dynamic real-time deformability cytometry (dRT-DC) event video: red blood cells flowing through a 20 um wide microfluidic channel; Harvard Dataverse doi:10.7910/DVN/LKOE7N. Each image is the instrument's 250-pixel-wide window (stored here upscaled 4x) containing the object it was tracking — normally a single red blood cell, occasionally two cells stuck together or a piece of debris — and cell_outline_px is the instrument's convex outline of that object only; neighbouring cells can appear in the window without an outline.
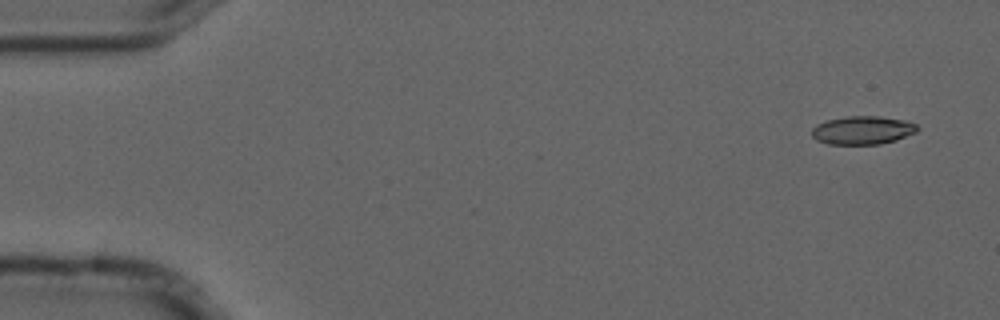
{"species": "common noctule bat (a hibernating species)", "species_latin": "Nyctalus noctula", "temperature_condition": "cold", "stored_images_in_passage": 5, "segment_of_instrument_passage": [2, 2], "camera_frame_rate_fps": 3000, "um_per_image_px": 0.085, "animal": {"sex": "male", "forearm_length_mm": 52.5}, "frame": {"image": 1, "passage_image": 5, "time_ms": 1.333, "image_size_px": [1000, 320], "cell_outline_px": [[920, 128], [916, 132], [896, 140], [880, 144], [828, 144], [816, 140], [812, 136], [812, 128], [816, 124], [828, 120], [848, 116], [880, 116], [904, 120], [916, 124]], "centroid_in_image_um": [73.32, 11.07], "position_along_channel_um": 11.7, "area_um2": 17.46}}